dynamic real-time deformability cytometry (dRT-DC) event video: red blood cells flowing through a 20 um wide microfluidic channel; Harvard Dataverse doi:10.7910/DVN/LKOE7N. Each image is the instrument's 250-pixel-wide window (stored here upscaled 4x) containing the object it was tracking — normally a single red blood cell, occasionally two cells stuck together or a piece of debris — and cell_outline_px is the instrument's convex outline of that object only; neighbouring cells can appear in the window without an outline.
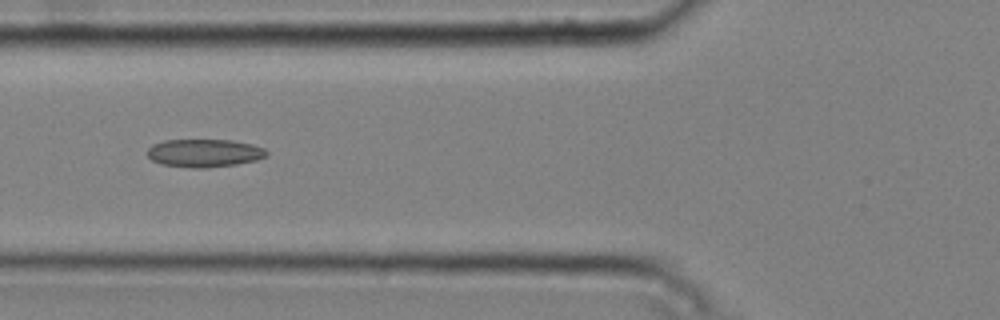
{"species": "common noctule bat (a hibernating species)", "species_latin": "Nyctalus noctula", "temperature_condition": "cold", "stored_images_in_passage": 7, "camera_frame_rate_fps": 3000, "um_per_image_px": 0.085, "animal": {"sex": "male", "body_mass_g": 20.4}, "frame": {"image": 1, "passage_image": 5, "time_ms": 1.333, "image_size_px": [1000, 320], "cell_outline_px": [[268, 156], [256, 160], [236, 164], [204, 168], [192, 168], [160, 164], [152, 160], [148, 156], [148, 148], [152, 144], [164, 140], [232, 140], [252, 144], [264, 148], [268, 152]], "centroid_in_image_um": [17.37, 13.01], "position_along_channel_um": 108.4, "area_um2": 19.54}}
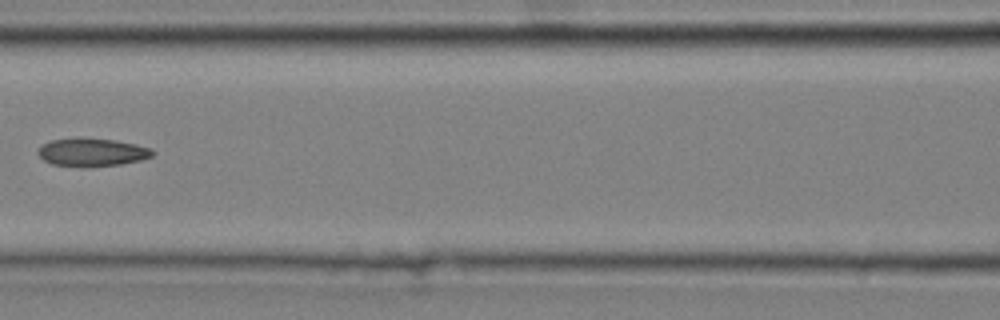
{"frame": {"image": 2, "passage_image": 6, "time_ms": 1.667, "image_size_px": [1000, 320], "cell_outline_px": [[156, 152], [152, 156], [140, 160], [120, 164], [52, 164], [44, 160], [36, 152], [40, 144], [48, 140], [116, 140], [136, 144], [152, 148]], "centroid_in_image_um": [7.86, 12.92], "position_along_channel_um": 158.7, "area_um2": 17.51}}
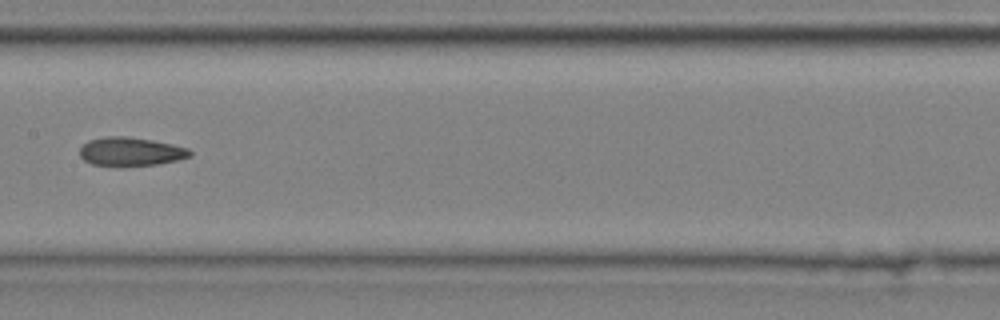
{"frame": {"image": 3, "passage_image": 7, "time_ms": 2.0, "image_size_px": [1000, 320], "cell_outline_px": [[192, 156], [176, 160], [156, 164], [92, 164], [84, 160], [80, 156], [80, 148], [88, 140], [104, 136], [128, 136], [152, 140], [172, 144], [188, 148], [192, 152]], "centroid_in_image_um": [11.11, 12.84], "position_along_channel_um": 196.3, "area_um2": 17.92}}